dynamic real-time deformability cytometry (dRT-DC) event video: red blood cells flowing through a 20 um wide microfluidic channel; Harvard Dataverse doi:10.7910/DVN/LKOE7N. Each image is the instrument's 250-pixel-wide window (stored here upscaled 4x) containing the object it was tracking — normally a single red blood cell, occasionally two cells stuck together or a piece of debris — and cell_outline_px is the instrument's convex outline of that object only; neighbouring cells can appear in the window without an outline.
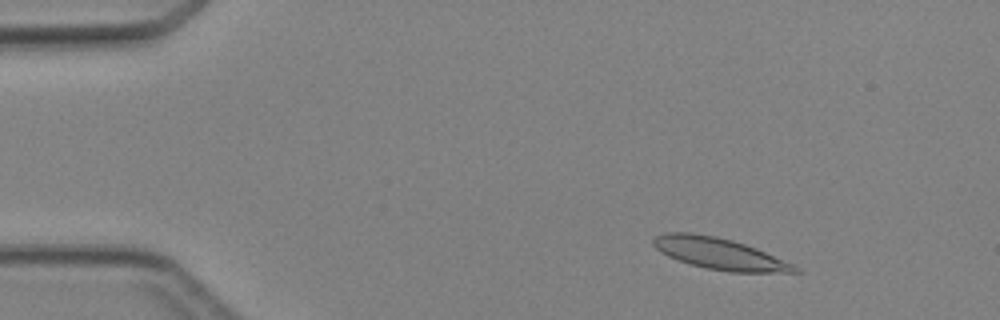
{"species": "Egyptian fruit bat (a non-hibernating species)", "species_latin": "Rousettus aegyptiacus", "temperature_condition": "cold", "stored_images_in_passage": 4, "camera_frame_rate_fps": 3000, "um_per_image_px": 0.085, "animal": {"sex": "female"}, "frame": {"image": 1, "passage_image": 2, "time_ms": 1.333, "image_size_px": [1000, 320], "cell_outline_px": [[804, 272], [732, 272], [708, 268], [692, 264], [668, 256], [660, 252], [652, 244], [652, 240], [656, 236], [664, 232], [692, 232], [716, 236], [732, 240], [756, 248], [792, 264], [800, 268]], "centroid_in_image_um": [61.13, 21.54], "position_along_channel_um": 23.9, "area_um2": 25.66}}